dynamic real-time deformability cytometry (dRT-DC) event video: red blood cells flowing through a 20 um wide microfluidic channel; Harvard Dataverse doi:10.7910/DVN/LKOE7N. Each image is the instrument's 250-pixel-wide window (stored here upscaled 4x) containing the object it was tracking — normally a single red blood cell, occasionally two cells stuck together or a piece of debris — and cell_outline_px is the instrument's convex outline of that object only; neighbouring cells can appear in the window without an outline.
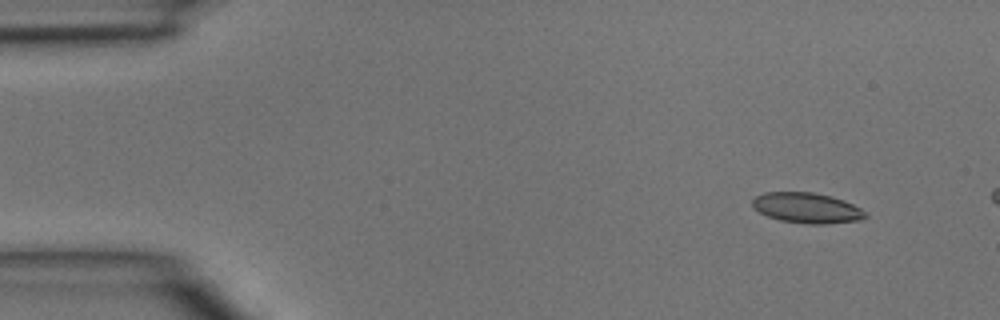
{"species": "common noctule bat (a hibernating species)", "species_latin": "Nyctalus noctula", "temperature_condition": "room temperature", "stored_images_in_passage": 5, "segment_of_instrument_passage": [2, 2], "camera_frame_rate_fps": 3000, "um_per_image_px": 0.085, "animal": {"sex": "male", "body_mass_g": 15.6}, "frame": {"image": 1, "passage_image": 5, "time_ms": 1.333, "image_size_px": [1000, 320], "cell_outline_px": [[868, 216], [860, 220], [824, 224], [808, 224], [780, 220], [768, 216], [752, 208], [752, 200], [756, 196], [764, 192], [812, 192], [832, 196], [844, 200], [860, 208]], "centroid_in_image_um": [68.57, 17.67], "position_along_channel_um": 16.4, "area_um2": 20.0}}